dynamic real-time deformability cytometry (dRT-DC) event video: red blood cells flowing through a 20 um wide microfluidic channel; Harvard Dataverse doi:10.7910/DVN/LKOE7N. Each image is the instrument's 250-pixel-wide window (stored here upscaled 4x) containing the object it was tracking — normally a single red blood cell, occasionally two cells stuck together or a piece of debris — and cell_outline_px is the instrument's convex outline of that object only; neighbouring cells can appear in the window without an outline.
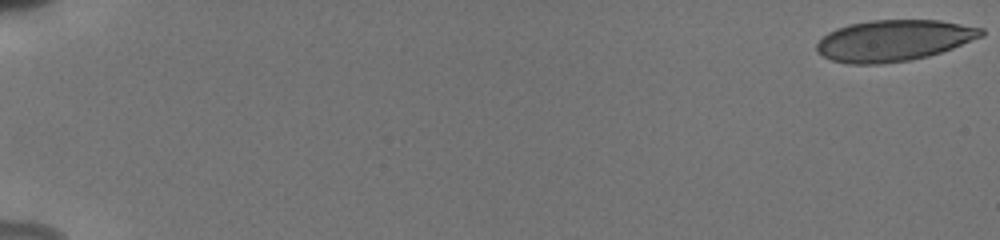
{"species": "human", "species_latin": "Homo sapiens", "temperature_condition": "cold", "stored_images_in_passage": 55, "camera_frame_rate_fps": 3000, "um_per_image_px": 0.085, "donor": {"sex": "male"}, "frame": {"image": 1, "passage_image": 1, "time_ms": 0.0, "image_size_px": [1000, 240], "cell_outline_px": [[984, 36], [952, 48], [928, 56], [908, 60], [880, 64], [848, 64], [832, 60], [816, 52], [816, 44], [828, 32], [836, 28], [848, 24], [872, 20], [940, 20], [984, 28]], "centroid_in_image_um": [75.96, 3.44], "position_along_channel_um": 9.0, "area_um2": 39.54}}
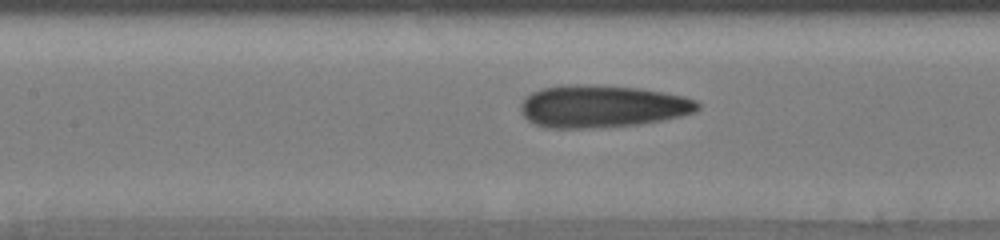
{"frame": {"image": 2, "passage_image": 28, "time_ms": 9.0, "image_size_px": [1000, 240], "cell_outline_px": [[700, 108], [696, 112], [664, 120], [640, 124], [592, 128], [544, 128], [528, 120], [520, 112], [520, 104], [524, 96], [540, 88], [560, 84], [592, 84], [640, 88], [684, 96], [696, 100], [700, 104]], "centroid_in_image_um": [51.15, 9.03], "position_along_channel_um": 156.3, "area_um2": 44.39}}
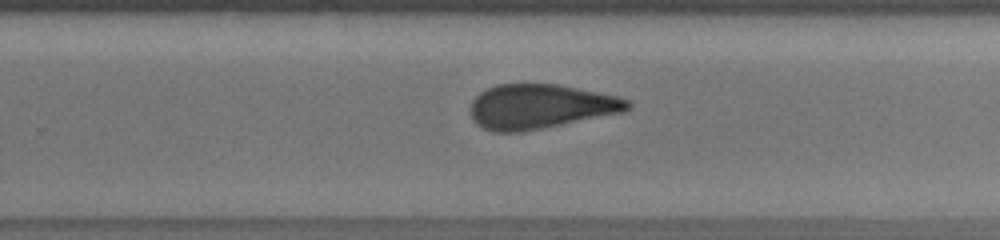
{"frame": {"image": 3, "passage_image": 38, "time_ms": 12.333, "image_size_px": [1000, 240], "cell_outline_px": [[632, 108], [624, 112], [520, 132], [492, 132], [476, 124], [472, 120], [472, 100], [480, 92], [496, 84], [556, 84], [616, 96], [632, 100]], "centroid_in_image_um": [45.94, 9.05], "position_along_channel_um": 283.9, "area_um2": 40.58}, "authors_computed_cell_mechanics": {"area_um2": 41.2692, "velocity_mm_per_s": 3.8488, "shape_relaxation_time_tau1_ms": 5.5884, "shape_relaxation_time_tau2_ms": 1.7192, "deformation_change_tau1": 0.1723, "deformation_change_tau2": 0.104}}